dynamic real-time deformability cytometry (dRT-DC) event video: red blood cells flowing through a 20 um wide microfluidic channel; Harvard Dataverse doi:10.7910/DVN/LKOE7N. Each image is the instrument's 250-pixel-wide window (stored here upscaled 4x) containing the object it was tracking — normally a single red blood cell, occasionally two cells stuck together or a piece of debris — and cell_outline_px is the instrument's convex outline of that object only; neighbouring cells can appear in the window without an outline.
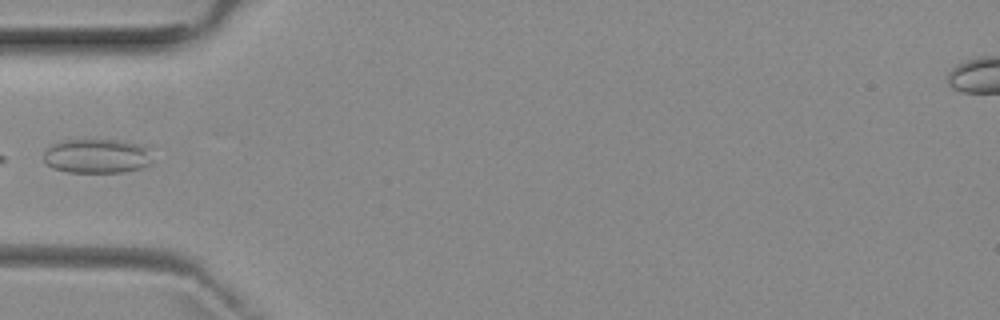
{"species": "common noctule bat (a hibernating species)", "species_latin": "Nyctalus noctula", "temperature_condition": "room temperature", "stored_images_in_passage": 5, "camera_frame_rate_fps": 3000, "um_per_image_px": 0.085, "animal": {"sex": "female", "body_mass_g": 29.2, "forearm_length_mm": 56.3}, "frame": {"image": 1, "passage_image": 4, "time_ms": 4.333, "image_size_px": [1000, 320], "cell_outline_px": [[152, 160], [148, 164], [140, 168], [124, 172], [68, 172], [52, 168], [44, 160], [44, 148], [60, 140], [120, 140], [140, 144], [144, 148]], "centroid_in_image_um": [8.16, 13.26], "position_along_channel_um": 76.8, "area_um2": 21.68}}
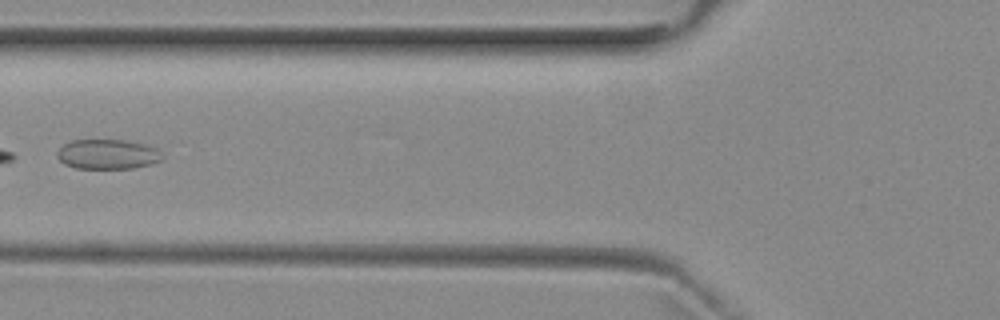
{"frame": {"image": 2, "passage_image": 5, "time_ms": 5.333, "image_size_px": [1000, 320], "cell_outline_px": [[160, 160], [152, 164], [132, 168], [76, 168], [64, 164], [56, 156], [56, 152], [64, 144], [72, 140], [124, 140], [144, 144], [156, 148], [160, 152]], "centroid_in_image_um": [9.1, 13.11], "position_along_channel_um": 116.7, "area_um2": 18.09}}